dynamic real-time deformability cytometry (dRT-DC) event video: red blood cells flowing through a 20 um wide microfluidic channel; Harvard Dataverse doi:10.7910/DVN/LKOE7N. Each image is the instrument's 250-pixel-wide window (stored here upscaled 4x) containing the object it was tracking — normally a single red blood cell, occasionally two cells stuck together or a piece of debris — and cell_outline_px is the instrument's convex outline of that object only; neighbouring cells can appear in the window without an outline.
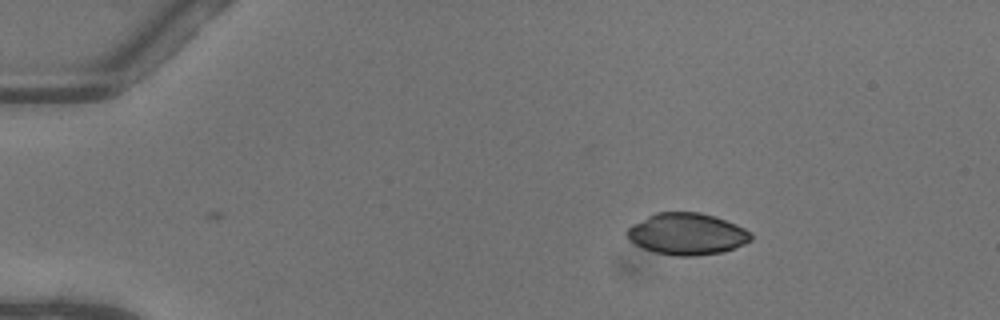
{"species": "common noctule bat (a hibernating species)", "species_latin": "Nyctalus noctula", "temperature_condition": "warm", "stored_images_in_passage": 2, "camera_frame_rate_fps": 3000, "um_per_image_px": 0.085, "animal": {"sex": "female"}, "frame": {"image": 1, "passage_image": 2, "time_ms": 0.333, "image_size_px": [1000, 320], "cell_outline_px": [[752, 240], [736, 248], [720, 252], [696, 256], [676, 256], [656, 252], [644, 248], [628, 240], [628, 228], [632, 224], [656, 212], [700, 212], [716, 216], [736, 224], [744, 228], [752, 236]], "centroid_in_image_um": [58.41, 19.88], "position_along_channel_um": 26.6, "area_um2": 30.0}}